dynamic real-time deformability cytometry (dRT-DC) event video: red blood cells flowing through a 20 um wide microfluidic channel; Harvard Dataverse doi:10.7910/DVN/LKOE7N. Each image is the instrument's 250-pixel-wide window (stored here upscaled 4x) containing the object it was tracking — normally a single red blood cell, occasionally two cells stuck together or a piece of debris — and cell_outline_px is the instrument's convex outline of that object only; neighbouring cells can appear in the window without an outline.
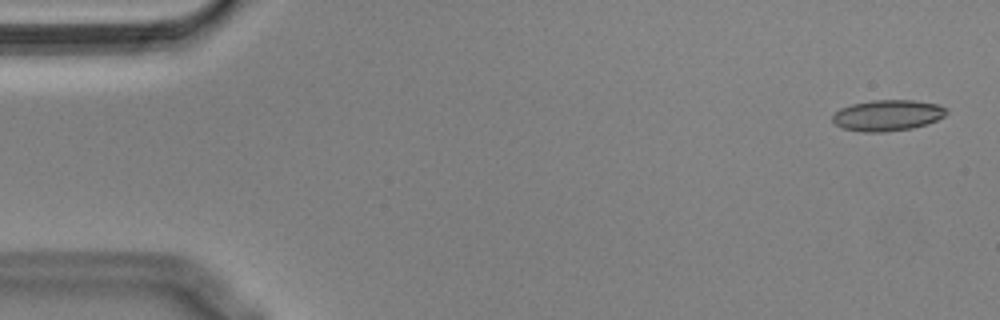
{"species": "Egyptian fruit bat (a non-hibernating species)", "species_latin": "Rousettus aegyptiacus", "temperature_condition": "cold", "stored_images_in_passage": 54, "camera_frame_rate_fps": 3000, "um_per_image_px": 0.085, "animal": {"sex": "male"}, "frame": {"image": 1, "passage_image": 2, "time_ms": 0.333, "image_size_px": [1000, 320], "cell_outline_px": [[948, 112], [944, 116], [936, 120], [912, 128], [884, 132], [860, 132], [844, 128], [836, 124], [832, 120], [832, 116], [840, 108], [852, 104], [872, 100], [912, 100], [940, 104], [948, 108]], "centroid_in_image_um": [75.46, 9.79], "position_along_channel_um": 9.5, "area_um2": 20.58}}
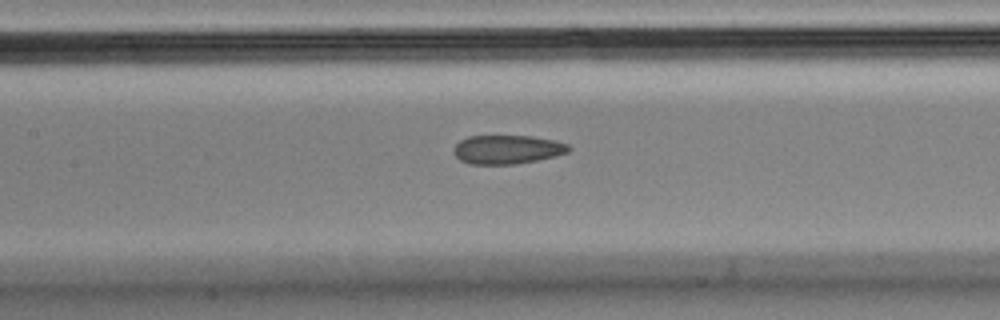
{"frame": {"image": 2, "passage_image": 25, "time_ms": 8.0, "image_size_px": [1000, 320], "cell_outline_px": [[572, 148], [568, 152], [556, 156], [516, 164], [468, 164], [460, 160], [452, 152], [452, 148], [460, 140], [468, 136], [532, 136], [556, 140], [568, 144]], "centroid_in_image_um": [43.11, 12.7], "position_along_channel_um": 164.3, "area_um2": 19.54}}
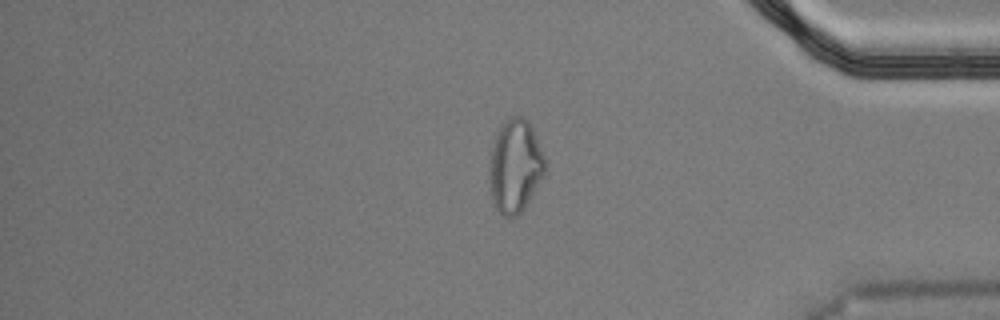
{"frame": {"image": 3, "passage_image": 46, "time_ms": 15.0, "image_size_px": [1000, 320], "cell_outline_px": [[544, 176], [524, 208], [516, 216], [500, 216], [492, 200], [488, 172], [492, 148], [496, 132], [500, 124], [508, 116], [524, 116], [528, 120], [532, 128], [544, 156]], "centroid_in_image_um": [43.76, 14.09], "position_along_channel_um": 391.4, "area_um2": 30.35}, "authors_computed_cell_mechanics": {"area_um2": 20.519, "velocity_mm_per_s": 3.5889, "shape_relaxation_time_tau1_ms": null, "shape_relaxation_time_tau2_ms": 2.699, "deformation_change_tau1": null, "deformation_change_tau2": 0.0774}}